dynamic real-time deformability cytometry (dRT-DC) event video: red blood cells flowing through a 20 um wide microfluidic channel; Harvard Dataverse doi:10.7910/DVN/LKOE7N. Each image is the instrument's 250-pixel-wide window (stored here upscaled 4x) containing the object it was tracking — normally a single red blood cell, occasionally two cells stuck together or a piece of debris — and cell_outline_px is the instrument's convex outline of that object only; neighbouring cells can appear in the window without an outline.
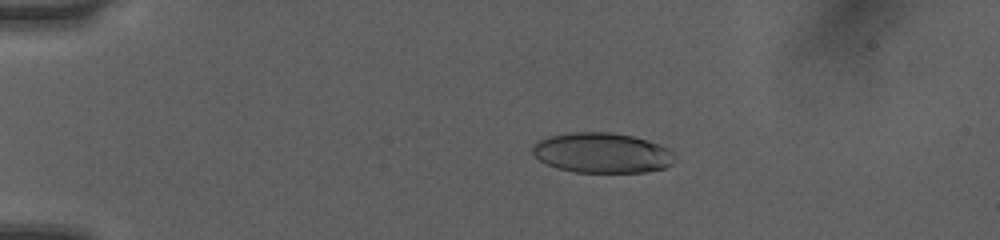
{"species": "human", "species_latin": "Homo sapiens", "temperature_condition": "room temperature", "stored_images_in_passage": 51, "camera_frame_rate_fps": 3000, "um_per_image_px": 0.085, "donor": {"sex": "female"}, "frame": {"image": 1, "passage_image": 11, "time_ms": 3.333, "image_size_px": [1000, 240], "cell_outline_px": [[676, 160], [672, 164], [664, 168], [644, 172], [576, 172], [556, 168], [540, 160], [532, 152], [532, 144], [548, 136], [568, 132], [608, 132], [632, 136], [660, 144], [668, 148], [676, 156]], "centroid_in_image_um": [51.18, 12.99], "position_along_channel_um": 33.8, "area_um2": 33.41}}
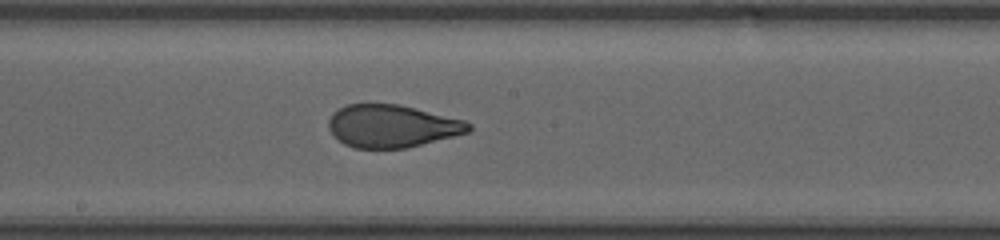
{"frame": {"image": 2, "passage_image": 29, "time_ms": 9.333, "image_size_px": [1000, 240], "cell_outline_px": [[472, 128], [468, 132], [408, 148], [356, 148], [344, 144], [332, 136], [328, 128], [328, 120], [332, 112], [348, 104], [400, 104], [464, 120], [472, 124]], "centroid_in_image_um": [33.29, 10.72], "position_along_channel_um": 214.9, "area_um2": 34.91}}
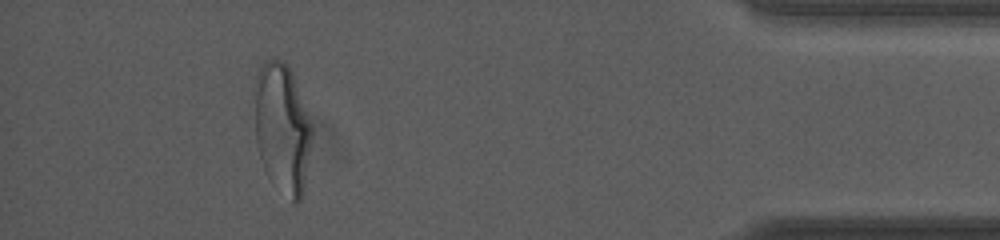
{"frame": {"image": 3, "passage_image": 47, "time_ms": 15.333, "image_size_px": [1000, 240], "cell_outline_px": [[312, 136], [304, 192], [300, 200], [296, 204], [292, 204], [264, 168], [256, 144], [256, 80], [260, 68], [264, 60], [280, 60], [288, 68], [292, 76], [312, 128]], "centroid_in_image_um": [24.0, 10.98], "position_along_channel_um": 411.2, "area_um2": 42.08}, "authors_computed_cell_mechanics": {"area_um2": 35.9516, "velocity_mm_per_s": 4.0839, "shape_relaxation_time_tau1_ms": 8.9361, "shape_relaxation_time_tau2_ms": null, "deformation_change_tau1": 0.2614, "deformation_change_tau2": null}}